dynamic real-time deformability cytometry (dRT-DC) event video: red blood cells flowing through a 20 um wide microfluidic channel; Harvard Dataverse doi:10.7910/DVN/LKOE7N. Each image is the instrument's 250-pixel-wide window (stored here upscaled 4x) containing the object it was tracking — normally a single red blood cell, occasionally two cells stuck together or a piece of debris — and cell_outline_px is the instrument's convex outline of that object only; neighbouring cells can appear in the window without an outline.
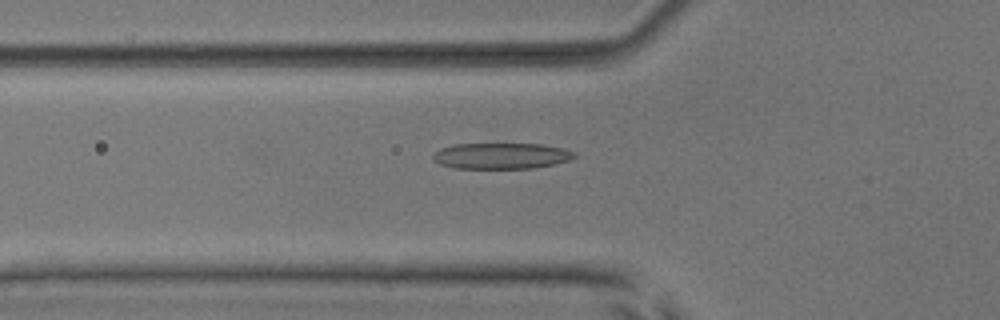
{"species": "common noctule bat (a hibernating species)", "species_latin": "Nyctalus noctula", "temperature_condition": "room temperature", "stored_images_in_passage": 30, "camera_frame_rate_fps": 3000, "um_per_image_px": 0.085, "animal": {"sex": "male", "body_mass_g": 17.9, "forearm_length_mm": 54.2}, "frame": {"image": 1, "passage_image": 19, "time_ms": 6.0, "image_size_px": [1000, 320], "cell_outline_px": [[580, 156], [568, 160], [552, 164], [532, 168], [456, 168], [440, 164], [432, 160], [432, 156], [440, 148], [456, 144], [540, 144], [564, 148], [576, 152]], "centroid_in_image_um": [42.63, 13.24], "position_along_channel_um": 83.2, "area_um2": 21.39}}
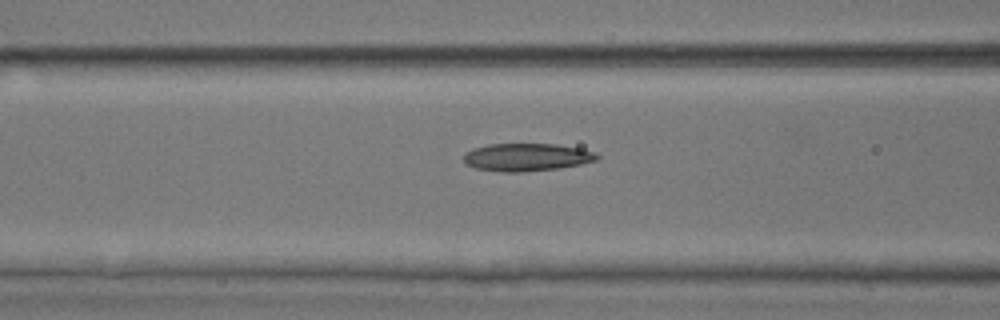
{"frame": {"image": 2, "passage_image": 22, "time_ms": 7.0, "image_size_px": [1000, 320], "cell_outline_px": [[600, 156], [596, 160], [580, 164], [556, 168], [520, 172], [504, 172], [476, 168], [468, 164], [464, 160], [464, 156], [472, 148], [488, 144], [556, 144], [580, 148], [596, 152]], "centroid_in_image_um": [44.79, 13.35], "position_along_channel_um": 121.8, "area_um2": 21.33}}
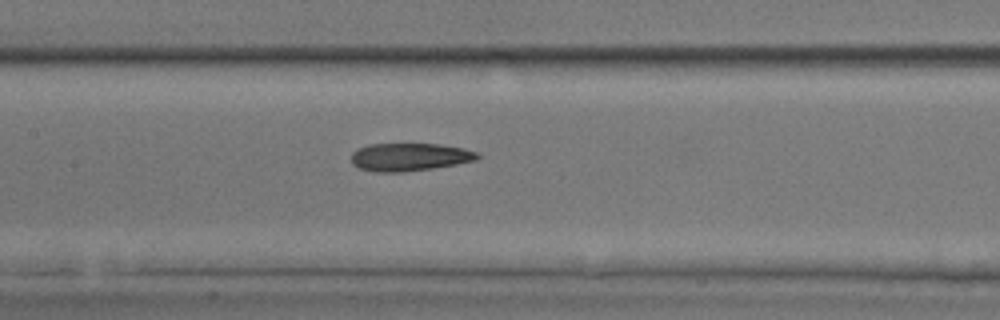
{"frame": {"image": 3, "passage_image": 26, "time_ms": 8.333, "image_size_px": [1000, 320], "cell_outline_px": [[480, 156], [476, 160], [456, 164], [432, 168], [404, 172], [376, 172], [356, 168], [352, 164], [352, 152], [368, 144], [440, 144], [464, 148], [476, 152]], "centroid_in_image_um": [34.79, 13.35], "position_along_channel_um": 172.6, "area_um2": 20.52}}